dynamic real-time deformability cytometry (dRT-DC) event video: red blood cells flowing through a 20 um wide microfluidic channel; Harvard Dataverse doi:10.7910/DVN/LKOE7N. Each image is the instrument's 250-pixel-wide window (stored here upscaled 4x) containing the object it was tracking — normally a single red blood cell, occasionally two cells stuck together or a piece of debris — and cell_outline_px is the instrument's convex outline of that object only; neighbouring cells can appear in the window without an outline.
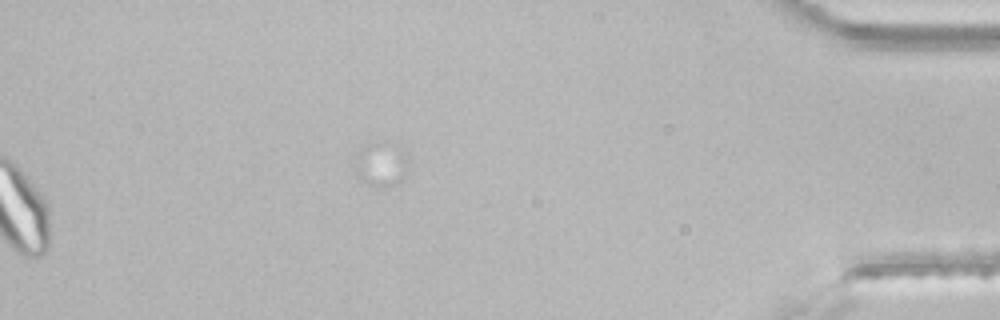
{"species": "common noctule bat (a hibernating species)", "species_latin": "Nyctalus noctula", "temperature_condition": "room temperature", "stored_images_in_passage": 44, "segment_of_instrument_passage": [2, 2], "camera_frame_rate_fps": 3000, "um_per_image_px": 0.085, "animal": {"sex": "male", "body_mass_g": 21.5, "forearm_length_mm": 52.0}, "frame": {"image": 1, "passage_image": 44, "time_ms": 14.333, "image_size_px": [1000, 320], "cell_outline_px": [[408, 172], [396, 184], [368, 184], [356, 176], [356, 152], [368, 144], [400, 148], [408, 152]], "centroid_in_image_um": [32.42, 13.98], "position_along_channel_um": 402.8, "area_um2": 13.01}}